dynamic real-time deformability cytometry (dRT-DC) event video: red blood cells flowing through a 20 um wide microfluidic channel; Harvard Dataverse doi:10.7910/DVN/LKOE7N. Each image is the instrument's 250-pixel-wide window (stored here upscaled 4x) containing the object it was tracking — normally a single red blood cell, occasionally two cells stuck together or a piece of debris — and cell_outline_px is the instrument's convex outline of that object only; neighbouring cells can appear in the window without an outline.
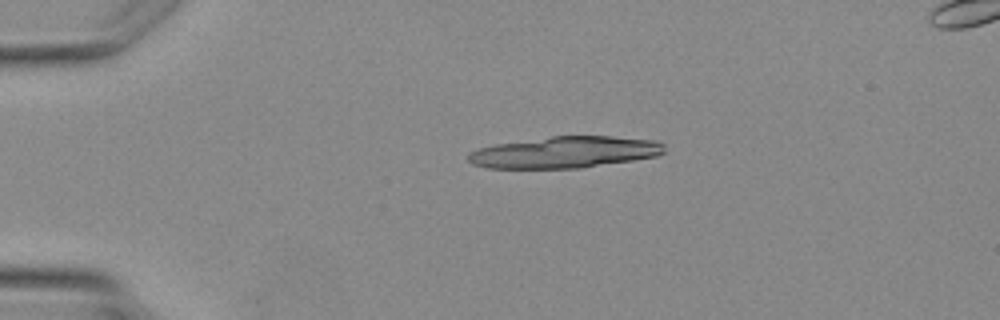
{"species": "Egyptian fruit bat (a non-hibernating species)", "species_latin": "Rousettus aegyptiacus", "temperature_condition": "warm", "stored_images_in_passage": 4, "camera_frame_rate_fps": 3000, "um_per_image_px": 0.085, "animal": {"sex": "female"}, "frame": {"image": 1, "passage_image": 4, "time_ms": 4.667, "image_size_px": [1000, 320], "cell_outline_px": [[664, 152], [656, 156], [632, 160], [580, 168], [488, 168], [472, 164], [468, 160], [468, 152], [480, 148], [496, 144], [552, 136], [612, 136], [656, 140], [664, 144]], "centroid_in_image_um": [48.01, 12.94], "position_along_channel_um": 37.0, "area_um2": 35.89}}